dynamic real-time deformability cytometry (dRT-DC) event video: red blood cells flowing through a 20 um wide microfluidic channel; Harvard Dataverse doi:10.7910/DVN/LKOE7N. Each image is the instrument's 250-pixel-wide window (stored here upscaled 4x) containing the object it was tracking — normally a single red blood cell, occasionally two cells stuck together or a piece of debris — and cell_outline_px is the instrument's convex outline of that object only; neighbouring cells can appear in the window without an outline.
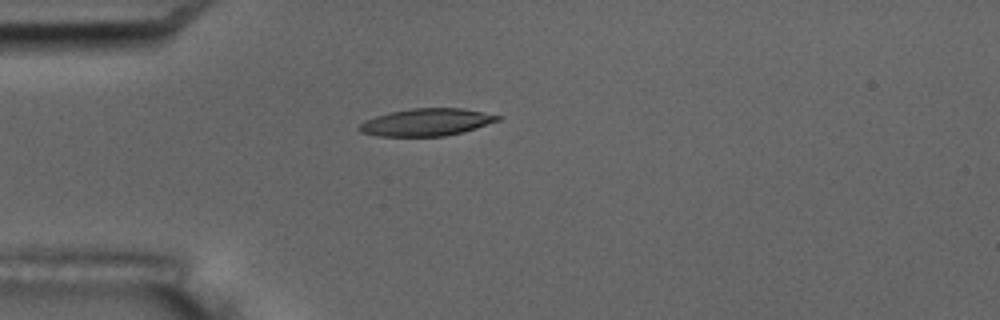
{"species": "common noctule bat (a hibernating species)", "species_latin": "Nyctalus noctula", "temperature_condition": "room temperature", "stored_images_in_passage": 1, "camera_frame_rate_fps": 3000, "um_per_image_px": 0.085, "animal": {"sex": "male", "body_mass_g": 17.5, "forearm_length_mm": 52.3}, "frame": {"image": 1, "passage_image": 1, "time_ms": 0.0, "image_size_px": [1000, 320], "cell_outline_px": [[504, 116], [500, 120], [464, 132], [444, 136], [376, 136], [360, 132], [356, 128], [364, 120], [376, 116], [392, 112], [412, 108], [464, 108]], "centroid_in_image_um": [36.27, 10.39], "position_along_channel_um": 48.7, "area_um2": 22.2}}